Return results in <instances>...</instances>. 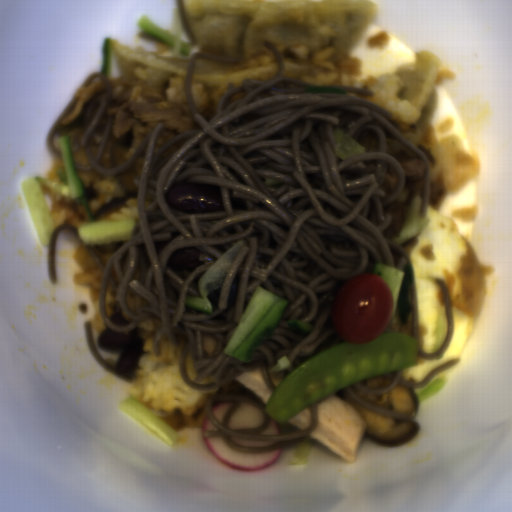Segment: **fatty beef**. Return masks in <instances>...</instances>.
Returning a JSON list of instances; mask_svg holds the SVG:
<instances>
[{
    "mask_svg": "<svg viewBox=\"0 0 512 512\" xmlns=\"http://www.w3.org/2000/svg\"><path fill=\"white\" fill-rule=\"evenodd\" d=\"M126 242L121 243H105L99 245H91L96 256L98 257L102 267L104 268L109 256L123 246Z\"/></svg>",
    "mask_w": 512,
    "mask_h": 512,
    "instance_id": "8",
    "label": "fatty beef"
},
{
    "mask_svg": "<svg viewBox=\"0 0 512 512\" xmlns=\"http://www.w3.org/2000/svg\"><path fill=\"white\" fill-rule=\"evenodd\" d=\"M114 84L105 111L90 137V149L96 159L103 132L110 119L113 124L105 150L99 160L104 168H116L134 155L143 141L164 124L155 143L152 158L178 135L202 129L193 119L188 103L171 100L166 94L169 82L133 84L120 77Z\"/></svg>",
    "mask_w": 512,
    "mask_h": 512,
    "instance_id": "1",
    "label": "fatty beef"
},
{
    "mask_svg": "<svg viewBox=\"0 0 512 512\" xmlns=\"http://www.w3.org/2000/svg\"><path fill=\"white\" fill-rule=\"evenodd\" d=\"M205 407L194 414H186L182 409H174L168 416L160 417L168 422L176 431L183 427L203 428L207 414Z\"/></svg>",
    "mask_w": 512,
    "mask_h": 512,
    "instance_id": "7",
    "label": "fatty beef"
},
{
    "mask_svg": "<svg viewBox=\"0 0 512 512\" xmlns=\"http://www.w3.org/2000/svg\"><path fill=\"white\" fill-rule=\"evenodd\" d=\"M386 155L396 160L404 171L405 184L399 197L383 204L384 213L391 216L389 227L382 230L384 236L394 241L402 230L416 196L423 197L425 162L409 148L384 131Z\"/></svg>",
    "mask_w": 512,
    "mask_h": 512,
    "instance_id": "4",
    "label": "fatty beef"
},
{
    "mask_svg": "<svg viewBox=\"0 0 512 512\" xmlns=\"http://www.w3.org/2000/svg\"><path fill=\"white\" fill-rule=\"evenodd\" d=\"M75 259L80 267V271L74 277L76 282L88 284L100 292L102 271L84 242L75 252Z\"/></svg>",
    "mask_w": 512,
    "mask_h": 512,
    "instance_id": "6",
    "label": "fatty beef"
},
{
    "mask_svg": "<svg viewBox=\"0 0 512 512\" xmlns=\"http://www.w3.org/2000/svg\"><path fill=\"white\" fill-rule=\"evenodd\" d=\"M415 145L428 157L430 192L427 204L436 210L450 192L481 174L480 160L463 151L458 146L456 136L439 140L431 124Z\"/></svg>",
    "mask_w": 512,
    "mask_h": 512,
    "instance_id": "3",
    "label": "fatty beef"
},
{
    "mask_svg": "<svg viewBox=\"0 0 512 512\" xmlns=\"http://www.w3.org/2000/svg\"><path fill=\"white\" fill-rule=\"evenodd\" d=\"M84 83L75 87L73 97L78 99L71 112L61 120L53 136V143L60 151V139L67 136L73 169L95 222L106 219H135L134 236L140 232L138 198L146 146L131 168L117 175H103L93 169L76 170L74 163L90 167L85 147L78 140L84 131L87 105L104 91L102 80L97 76L87 86Z\"/></svg>",
    "mask_w": 512,
    "mask_h": 512,
    "instance_id": "2",
    "label": "fatty beef"
},
{
    "mask_svg": "<svg viewBox=\"0 0 512 512\" xmlns=\"http://www.w3.org/2000/svg\"><path fill=\"white\" fill-rule=\"evenodd\" d=\"M63 164L62 157L60 159L56 156L48 172L39 178V183L54 219V228L61 224H71L76 228L88 224L90 221L82 197L77 201H67L53 187L57 179L56 173Z\"/></svg>",
    "mask_w": 512,
    "mask_h": 512,
    "instance_id": "5",
    "label": "fatty beef"
}]
</instances>
